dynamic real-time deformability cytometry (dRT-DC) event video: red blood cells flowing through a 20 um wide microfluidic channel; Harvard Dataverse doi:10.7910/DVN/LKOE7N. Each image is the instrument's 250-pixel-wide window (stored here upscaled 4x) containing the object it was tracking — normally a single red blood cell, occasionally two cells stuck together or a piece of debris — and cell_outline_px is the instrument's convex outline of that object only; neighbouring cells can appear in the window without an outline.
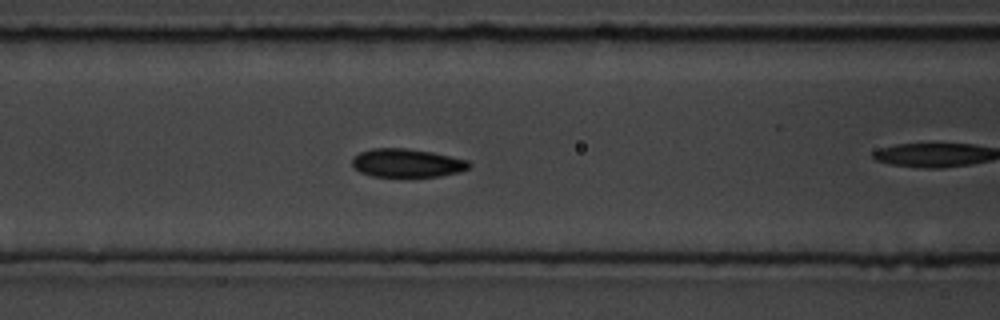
{"species": "common noctule bat (a hibernating species)", "species_latin": "Nyctalus noctula", "temperature_condition": "room temperature", "stored_images_in_passage": 17, "camera_frame_rate_fps": 3000, "um_per_image_px": 0.085, "animal": {"sex": "male", "body_mass_g": 19.5, "forearm_length_mm": 54.6}, "frame": {"image": 1, "passage_image": 12, "time_ms": 3.667, "image_size_px": [1000, 320], "cell_outline_px": [[472, 164], [468, 168], [460, 172], [440, 176], [372, 176], [360, 172], [352, 164], [352, 156], [360, 152], [372, 148], [404, 148], [432, 152], [468, 160]], "centroid_in_image_um": [34.59, 13.85], "position_along_channel_um": 132.0, "area_um2": 19.31}}
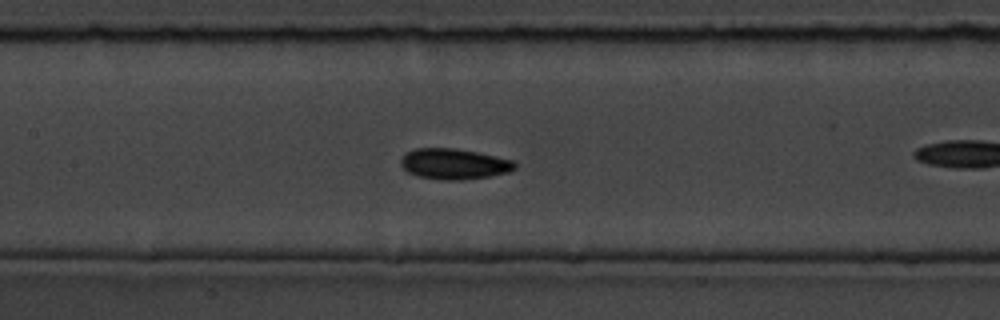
{"frame": {"image": 2, "passage_image": 15, "time_ms": 4.667, "image_size_px": [1000, 320], "cell_outline_px": [[516, 168], [508, 172], [488, 176], [460, 180], [440, 180], [416, 176], [408, 172], [400, 164], [400, 160], [404, 152], [416, 148], [456, 148], [496, 156], [512, 160], [516, 164]], "centroid_in_image_um": [38.54, 13.93], "position_along_channel_um": 168.9, "area_um2": 20.46}}